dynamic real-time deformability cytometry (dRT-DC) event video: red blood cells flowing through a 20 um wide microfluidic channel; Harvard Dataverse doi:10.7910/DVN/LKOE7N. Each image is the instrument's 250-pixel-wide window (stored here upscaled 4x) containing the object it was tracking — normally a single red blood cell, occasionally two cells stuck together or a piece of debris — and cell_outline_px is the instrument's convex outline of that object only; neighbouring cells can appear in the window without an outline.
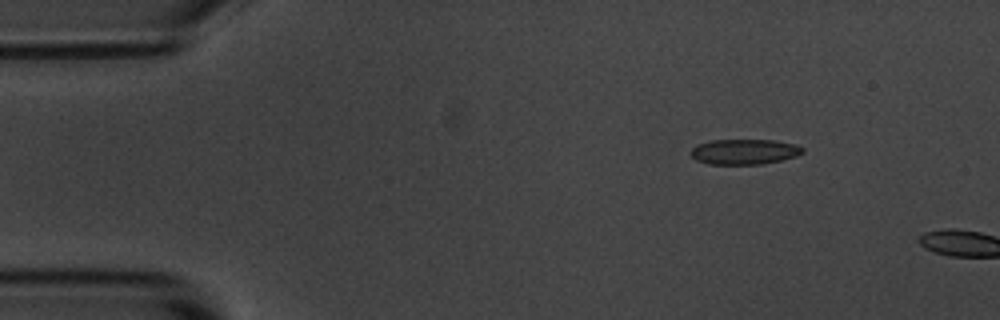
{"species": "common noctule bat (a hibernating species)", "species_latin": "Nyctalus noctula", "temperature_condition": "room temperature", "stored_images_in_passage": 4, "camera_frame_rate_fps": 3000, "um_per_image_px": 0.085, "animal": {"sex": "male", "body_mass_g": 20.1, "forearm_length_mm": 53.5}, "frame": {"image": 1, "passage_image": 1, "time_ms": 0.0, "image_size_px": [1000, 320], "cell_outline_px": [[804, 152], [796, 156], [780, 160], [760, 164], [708, 164], [696, 160], [688, 152], [696, 144], [712, 140], [772, 140], [796, 144], [804, 148]], "centroid_in_image_um": [63.24, 12.89], "position_along_channel_um": 21.8, "area_um2": 16.53}}